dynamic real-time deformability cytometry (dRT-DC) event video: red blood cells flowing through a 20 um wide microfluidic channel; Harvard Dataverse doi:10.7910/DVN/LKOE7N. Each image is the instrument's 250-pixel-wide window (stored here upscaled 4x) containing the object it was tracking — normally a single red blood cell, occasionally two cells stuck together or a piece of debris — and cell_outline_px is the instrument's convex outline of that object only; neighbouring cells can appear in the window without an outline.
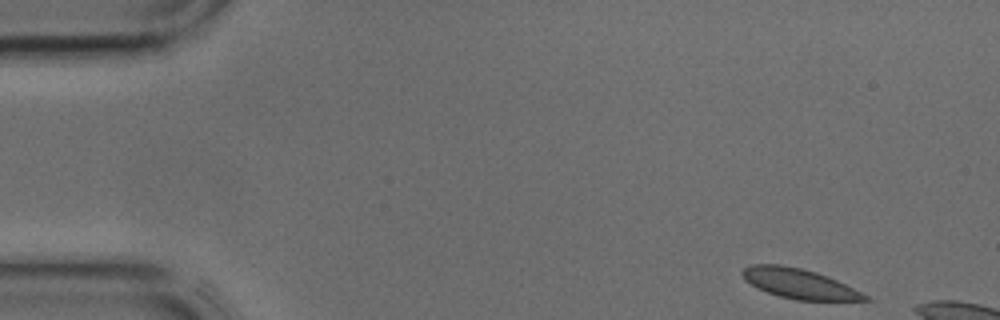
{"species": "common noctule bat (a hibernating species)", "species_latin": "Nyctalus noctula", "temperature_condition": "cold", "stored_images_in_passage": 7, "camera_frame_rate_fps": 3000, "um_per_image_px": 0.085, "animal": {"sex": "male", "body_mass_g": 17.9, "forearm_length_mm": 54.2}, "frame": {"image": 1, "passage_image": 1, "time_ms": 0.0, "image_size_px": [1000, 320], "cell_outline_px": [[872, 300], [796, 300], [780, 296], [756, 288], [744, 280], [740, 272], [744, 268], [752, 264], [780, 264], [800, 268], [816, 272], [828, 276], [868, 296]], "centroid_in_image_um": [67.86, 24.09], "position_along_channel_um": 17.1, "area_um2": 21.15}}